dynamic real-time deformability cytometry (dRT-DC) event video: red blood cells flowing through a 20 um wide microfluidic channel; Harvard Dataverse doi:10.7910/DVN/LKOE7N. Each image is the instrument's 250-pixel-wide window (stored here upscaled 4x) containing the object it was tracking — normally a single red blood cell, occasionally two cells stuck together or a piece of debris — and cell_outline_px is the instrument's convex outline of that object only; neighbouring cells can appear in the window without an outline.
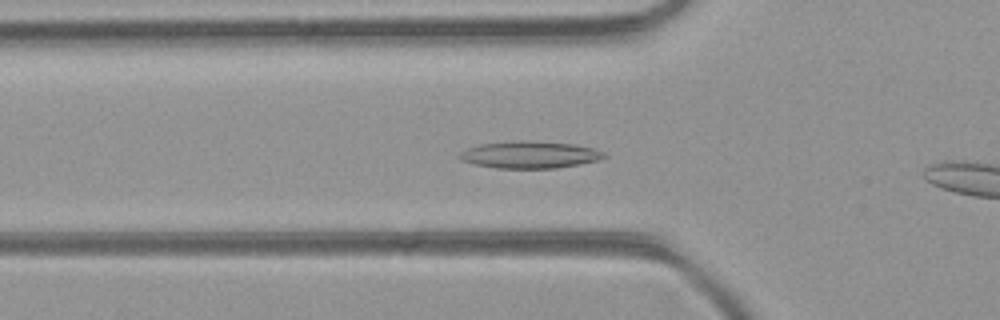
{"species": "common noctule bat (a hibernating species)", "species_latin": "Nyctalus noctula", "temperature_condition": "room temperature", "stored_images_in_passage": 12, "camera_frame_rate_fps": 3000, "um_per_image_px": 0.085, "animal": {"sex": "female", "body_mass_g": 21.9}, "frame": {"image": 1, "passage_image": 10, "time_ms": 3.0, "image_size_px": [1000, 320], "cell_outline_px": [[608, 156], [600, 160], [580, 164], [556, 168], [496, 168], [476, 164], [460, 160], [456, 156], [460, 152], [468, 148], [480, 144], [512, 140], [536, 140], [576, 144], [596, 148], [604, 152]], "centroid_in_image_um": [45.07, 13.13], "position_along_channel_um": 80.7, "area_um2": 23.29}}